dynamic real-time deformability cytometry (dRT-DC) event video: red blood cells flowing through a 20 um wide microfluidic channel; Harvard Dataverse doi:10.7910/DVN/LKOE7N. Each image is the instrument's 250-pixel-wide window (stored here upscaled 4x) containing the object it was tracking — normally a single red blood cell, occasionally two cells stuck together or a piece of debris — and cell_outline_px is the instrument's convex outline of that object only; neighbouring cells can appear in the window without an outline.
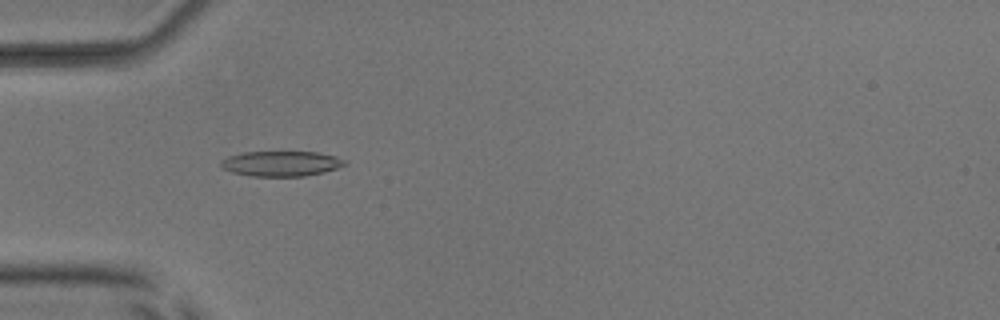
{"species": "common noctule bat (a hibernating species)", "species_latin": "Nyctalus noctula", "temperature_condition": "room temperature", "stored_images_in_passage": 38, "camera_frame_rate_fps": 3000, "um_per_image_px": 0.085, "animal": {"sex": "male", "body_mass_g": 17.9, "forearm_length_mm": 54.2}, "frame": {"image": 1, "passage_image": 1, "time_ms": 0.0, "image_size_px": [1000, 320], "cell_outline_px": [[348, 164], [324, 172], [304, 176], [252, 176], [232, 172], [224, 168], [220, 164], [220, 160], [228, 156], [244, 152], [316, 152], [336, 156], [348, 160]], "centroid_in_image_um": [23.93, 13.9], "position_along_channel_um": 61.1, "area_um2": 18.21}}
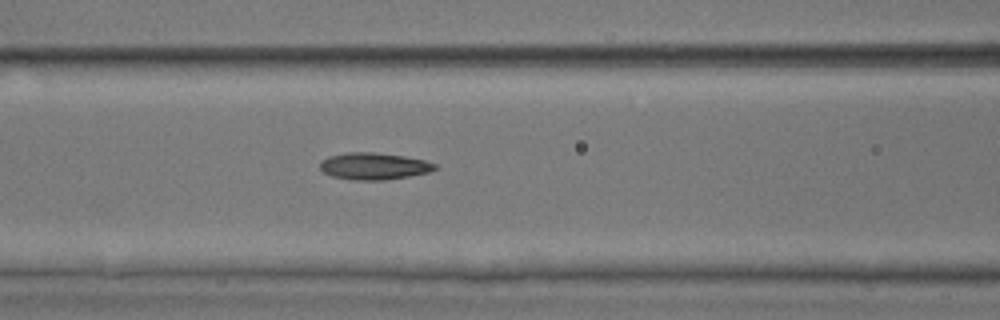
{"frame": {"image": 2, "passage_image": 7, "time_ms": 2.0, "image_size_px": [1000, 320], "cell_outline_px": [[436, 168], [428, 172], [408, 176], [384, 180], [352, 180], [332, 176], [324, 172], [320, 168], [320, 160], [328, 156], [344, 152], [376, 152], [404, 156], [424, 160], [436, 164]], "centroid_in_image_um": [31.73, 14.11], "position_along_channel_um": 134.9, "area_um2": 18.03}}
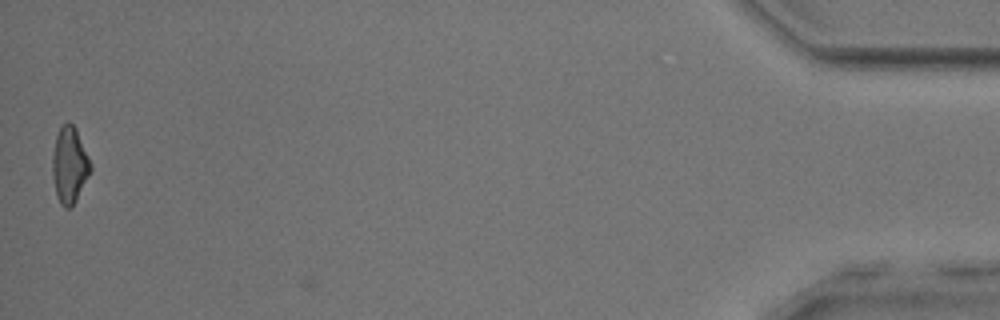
{"frame": {"image": 3, "passage_image": 37, "time_ms": 12.0, "image_size_px": [1000, 320], "cell_outline_px": [[92, 168], [76, 200], [68, 208], [64, 208], [60, 204], [56, 192], [52, 172], [52, 152], [56, 136], [60, 124], [68, 120], [76, 128], [92, 164]], "centroid_in_image_um": [5.9, 13.96], "position_along_channel_um": 429.3, "area_um2": 16.99}, "authors_computed_cell_mechanics": {"area_um2": 16.9932, "velocity_mm_per_s": 3.8689, "shape_relaxation_time_tau1_ms": 2.8678, "shape_relaxation_time_tau2_ms": 2.4645, "deformation_change_tau1": 0.1141, "deformation_change_tau2": 0.1073}}